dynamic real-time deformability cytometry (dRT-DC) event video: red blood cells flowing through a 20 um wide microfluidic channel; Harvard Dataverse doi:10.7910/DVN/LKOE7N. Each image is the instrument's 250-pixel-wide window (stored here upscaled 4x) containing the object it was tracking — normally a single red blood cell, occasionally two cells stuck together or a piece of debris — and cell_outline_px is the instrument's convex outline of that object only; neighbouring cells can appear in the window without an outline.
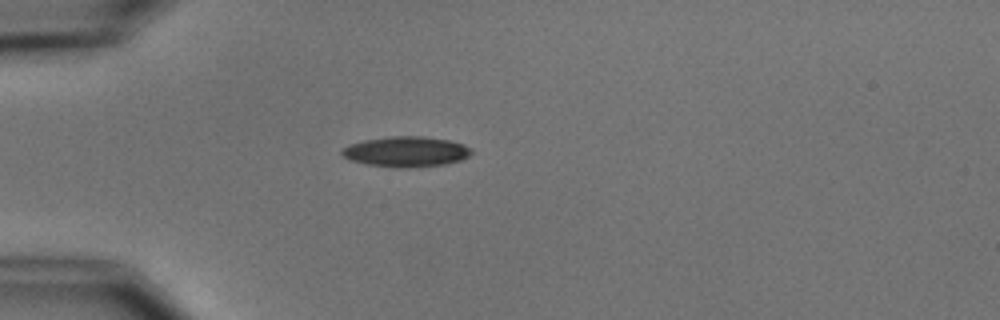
{"species": "common noctule bat (a hibernating species)", "species_latin": "Nyctalus noctula", "temperature_condition": "cold", "stored_images_in_passage": 3, "camera_frame_rate_fps": 3000, "um_per_image_px": 0.085, "animal": {"sex": "male", "body_mass_g": 15.6}, "frame": {"image": 1, "passage_image": 3, "time_ms": 2.333, "image_size_px": [1000, 320], "cell_outline_px": [[472, 152], [468, 156], [460, 160], [444, 164], [408, 168], [396, 168], [368, 164], [352, 160], [344, 156], [340, 152], [348, 144], [364, 140], [392, 136], [424, 136], [448, 140], [464, 144], [472, 148]], "centroid_in_image_um": [34.54, 12.89], "position_along_channel_um": 50.5, "area_um2": 22.83}}